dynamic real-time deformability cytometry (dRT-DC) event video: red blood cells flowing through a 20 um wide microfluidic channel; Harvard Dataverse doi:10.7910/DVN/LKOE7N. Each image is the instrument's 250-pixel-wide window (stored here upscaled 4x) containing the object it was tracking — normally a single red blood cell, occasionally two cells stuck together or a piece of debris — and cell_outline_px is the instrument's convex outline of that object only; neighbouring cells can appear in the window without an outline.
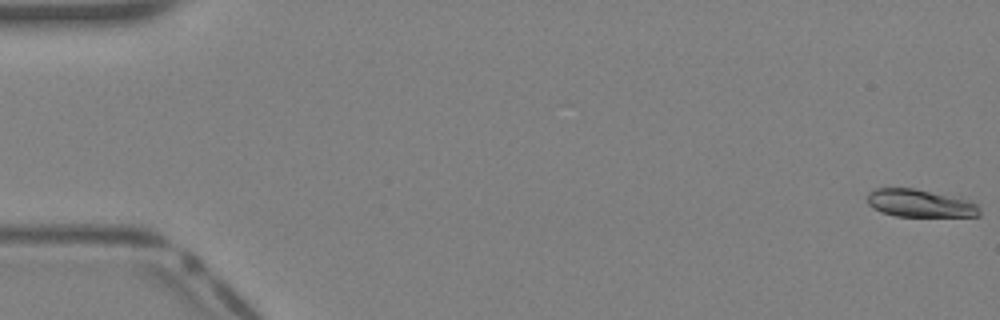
{"species": "Egyptian fruit bat (a non-hibernating species)", "species_latin": "Rousettus aegyptiacus", "temperature_condition": "warm", "stored_images_in_passage": 42, "camera_frame_rate_fps": 3000, "um_per_image_px": 0.085, "animal": {"sex": "female"}, "frame": {"image": 1, "passage_image": 1, "time_ms": 0.0, "image_size_px": [1000, 320], "cell_outline_px": [[980, 216], [896, 216], [880, 212], [872, 208], [868, 204], [868, 192], [876, 188], [912, 188], [960, 196], [976, 204], [980, 208]], "centroid_in_image_um": [78.21, 17.27], "position_along_channel_um": 6.8, "area_um2": 18.38}}
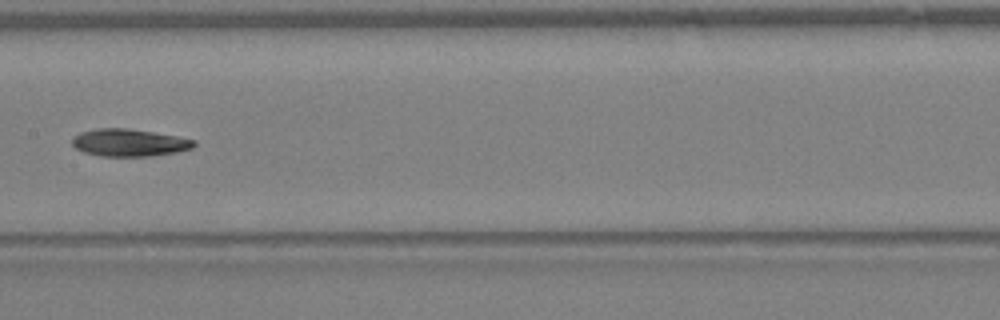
{"frame": {"image": 2, "passage_image": 22, "time_ms": 7.0, "image_size_px": [1000, 320], "cell_outline_px": [[196, 144], [192, 148], [176, 152], [152, 156], [100, 156], [84, 152], [76, 148], [72, 144], [72, 136], [80, 132], [96, 128], [128, 128], [176, 136], [196, 140]], "centroid_in_image_um": [10.96, 12.12], "position_along_channel_um": 196.4, "area_um2": 19.48}}
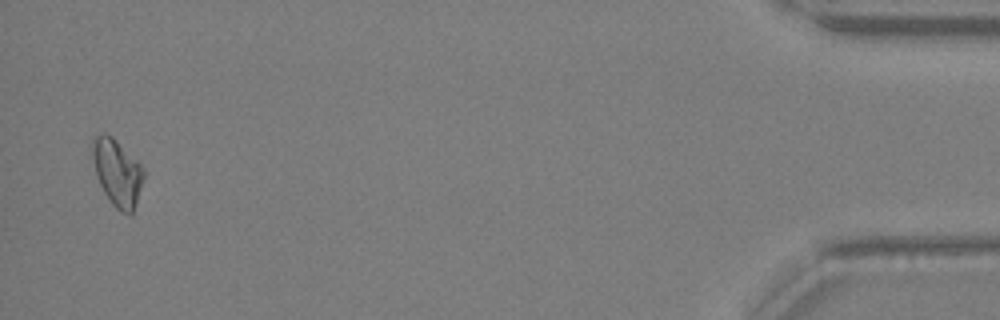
{"frame": {"image": 3, "passage_image": 41, "time_ms": 13.333, "image_size_px": [1000, 320], "cell_outline_px": [[144, 176], [132, 216], [128, 216], [120, 212], [112, 204], [104, 192], [96, 176], [92, 156], [92, 136], [104, 132], [112, 136], [144, 168]], "centroid_in_image_um": [9.95, 14.67], "position_along_channel_um": 425.3, "area_um2": 20.0}}